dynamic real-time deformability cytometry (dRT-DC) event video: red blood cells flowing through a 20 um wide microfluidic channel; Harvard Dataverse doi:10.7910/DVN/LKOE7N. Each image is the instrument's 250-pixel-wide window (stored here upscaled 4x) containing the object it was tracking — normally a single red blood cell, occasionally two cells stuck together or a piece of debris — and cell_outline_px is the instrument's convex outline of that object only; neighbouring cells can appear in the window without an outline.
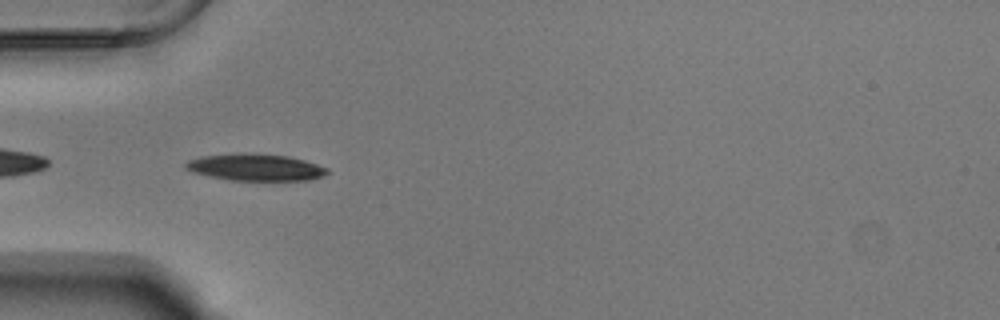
{"species": "Egyptian fruit bat (a non-hibernating species)", "species_latin": "Rousettus aegyptiacus", "temperature_condition": "warm", "stored_images_in_passage": 39, "camera_frame_rate_fps": 3000, "um_per_image_px": 0.085, "animal": {"sex": "male"}, "frame": {"image": 1, "passage_image": 2, "time_ms": 0.333, "image_size_px": [1000, 320], "cell_outline_px": [[328, 172], [324, 176], [308, 180], [232, 180], [212, 176], [196, 172], [184, 168], [184, 164], [188, 160], [200, 156], [252, 152], [288, 156], [304, 160], [328, 168]], "centroid_in_image_um": [21.74, 14.2], "position_along_channel_um": 63.3, "area_um2": 22.02}}
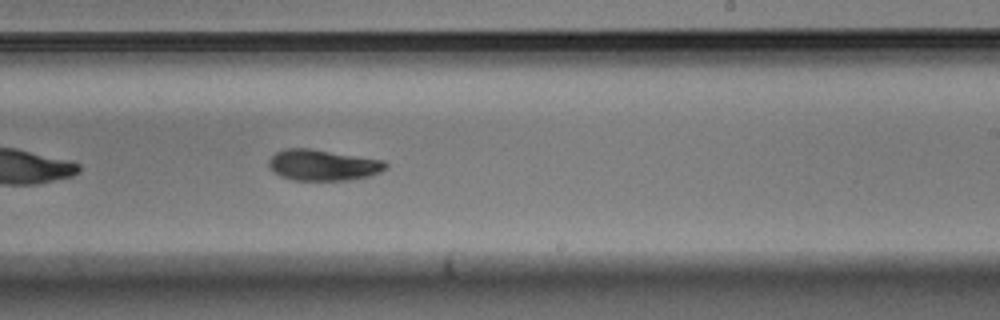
{"frame": {"image": 2, "passage_image": 18, "time_ms": 5.667, "image_size_px": [1000, 320], "cell_outline_px": [[388, 168], [380, 172], [368, 176], [348, 180], [292, 180], [280, 176], [268, 164], [268, 160], [276, 152], [284, 148], [308, 148], [384, 160], [388, 164]], "centroid_in_image_um": [27.46, 14.03], "position_along_channel_um": 261.5, "area_um2": 21.04}}
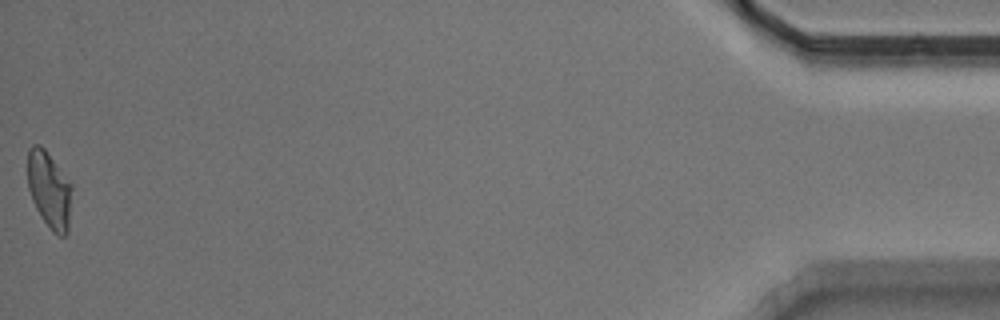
{"frame": {"image": 3, "passage_image": 39, "time_ms": 12.667, "image_size_px": [1000, 320], "cell_outline_px": [[72, 188], [68, 232], [64, 236], [56, 236], [52, 232], [40, 216], [32, 200], [28, 188], [28, 148], [32, 144], [40, 144], [44, 148], [72, 184]], "centroid_in_image_um": [4.19, 16.15], "position_along_channel_um": 431.0, "area_um2": 19.94}, "authors_computed_cell_mechanics": {"area_um2": 21.2704, "velocity_mm_per_s": 3.7466, "shape_relaxation_time_tau1_ms": 3.2462, "shape_relaxation_time_tau2_ms": 8.2828, "deformation_change_tau1": 0.1463, "deformation_change_tau2": 0.1683}}